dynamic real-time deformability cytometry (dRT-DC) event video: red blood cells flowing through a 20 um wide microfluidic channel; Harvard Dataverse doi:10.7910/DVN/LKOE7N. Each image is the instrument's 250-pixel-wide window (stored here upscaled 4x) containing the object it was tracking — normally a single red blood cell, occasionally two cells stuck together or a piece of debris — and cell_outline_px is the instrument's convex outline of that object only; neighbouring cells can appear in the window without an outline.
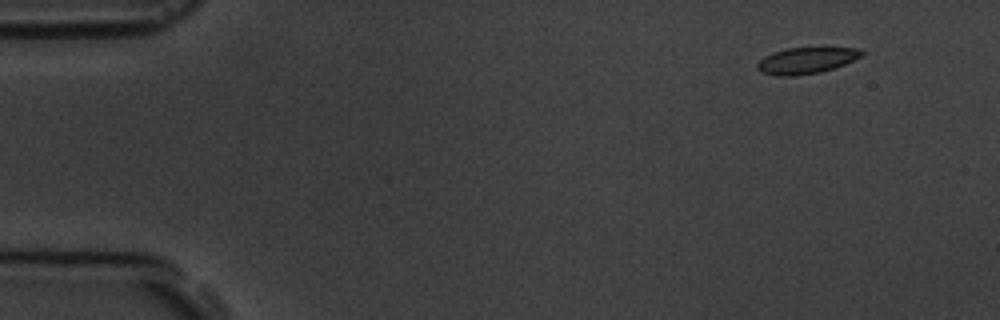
{"species": "common noctule bat (a hibernating species)", "species_latin": "Nyctalus noctula", "temperature_condition": "room temperature", "stored_images_in_passage": 4, "camera_frame_rate_fps": 3000, "um_per_image_px": 0.085, "animal": {"sex": "male", "body_mass_g": 19.5, "forearm_length_mm": 54.6}, "frame": {"image": 1, "passage_image": 1, "time_ms": 0.0, "image_size_px": [1000, 320], "cell_outline_px": [[864, 56], [844, 64], [820, 72], [796, 76], [776, 76], [760, 72], [756, 68], [756, 64], [764, 56], [772, 52], [788, 48], [820, 44], [856, 48], [864, 52]], "centroid_in_image_um": [68.57, 5.08], "position_along_channel_um": 16.4, "area_um2": 16.99}}
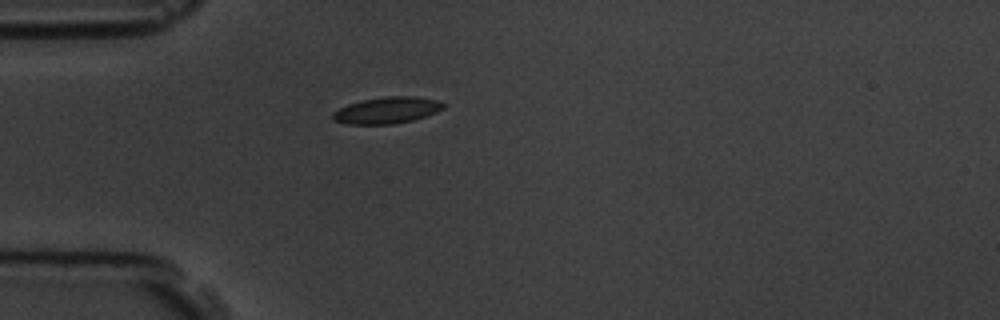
{"frame": {"image": 2, "passage_image": 4, "time_ms": 3.667, "image_size_px": [1000, 320], "cell_outline_px": [[448, 104], [444, 108], [436, 112], [412, 120], [392, 124], [348, 124], [332, 120], [332, 112], [348, 104], [364, 100], [388, 96], [416, 96], [436, 100]], "centroid_in_image_um": [32.9, 9.37], "position_along_channel_um": 52.1, "area_um2": 16.99}}